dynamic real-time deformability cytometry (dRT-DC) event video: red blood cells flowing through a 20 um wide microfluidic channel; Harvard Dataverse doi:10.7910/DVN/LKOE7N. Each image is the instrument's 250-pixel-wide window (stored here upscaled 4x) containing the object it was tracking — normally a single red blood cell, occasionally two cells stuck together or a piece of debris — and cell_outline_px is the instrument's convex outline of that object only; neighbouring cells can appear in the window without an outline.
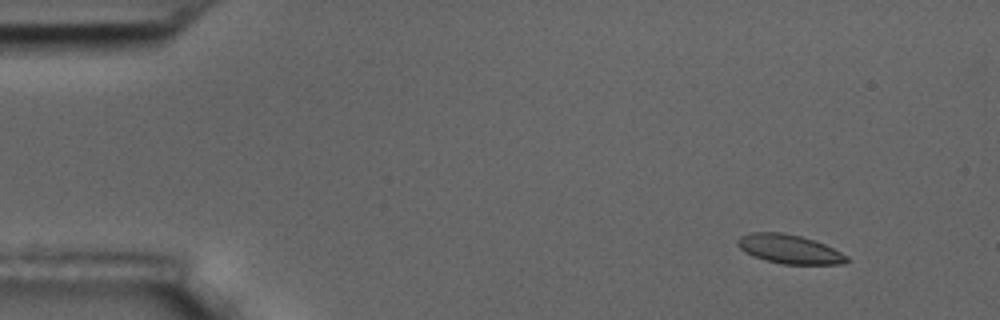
{"species": "common noctule bat (a hibernating species)", "species_latin": "Nyctalus noctula", "temperature_condition": "room temperature", "stored_images_in_passage": 5, "camera_frame_rate_fps": 3000, "um_per_image_px": 0.085, "animal": {"sex": "male", "body_mass_g": 17.5, "forearm_length_mm": 52.3}, "frame": {"image": 1, "passage_image": 2, "time_ms": 0.333, "image_size_px": [1000, 320], "cell_outline_px": [[848, 260], [844, 264], [784, 264], [764, 260], [752, 256], [744, 252], [736, 244], [736, 240], [740, 236], [752, 232], [780, 232], [800, 236], [824, 244], [848, 256]], "centroid_in_image_um": [67.04, 21.18], "position_along_channel_um": 18.0, "area_um2": 18.38}}